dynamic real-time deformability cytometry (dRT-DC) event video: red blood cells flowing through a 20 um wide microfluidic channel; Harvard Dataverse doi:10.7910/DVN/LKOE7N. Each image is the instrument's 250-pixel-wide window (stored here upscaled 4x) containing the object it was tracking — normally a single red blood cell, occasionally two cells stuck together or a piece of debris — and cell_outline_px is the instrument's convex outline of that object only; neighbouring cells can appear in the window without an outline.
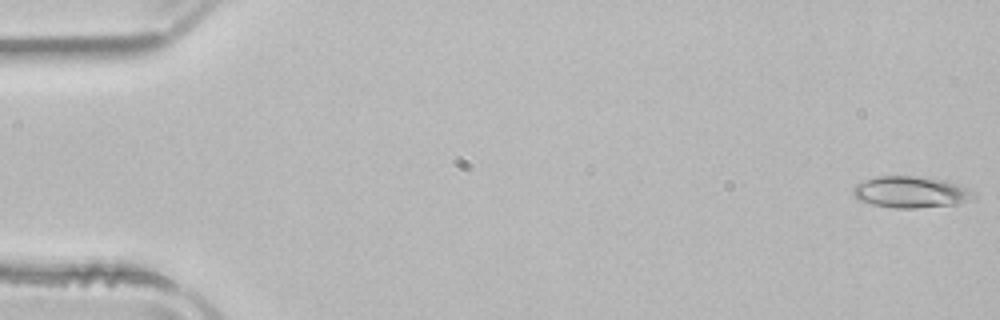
{"species": "common noctule bat (a hibernating species)", "species_latin": "Nyctalus noctula", "temperature_condition": "room temperature", "stored_images_in_passage": 4, "camera_frame_rate_fps": 3000, "um_per_image_px": 0.085, "animal": {"sex": "male", "body_mass_g": 21.5, "forearm_length_mm": 52.0}, "frame": {"image": 1, "passage_image": 1, "time_ms": 0.0, "image_size_px": [1000, 320], "cell_outline_px": [[980, 196], [956, 204], [916, 208], [892, 208], [872, 204], [856, 200], [852, 192], [852, 188], [856, 184], [876, 176], [916, 176], [944, 180], [960, 184], [976, 192]], "centroid_in_image_um": [77.44, 16.33], "position_along_channel_um": 7.6, "area_um2": 22.43}}
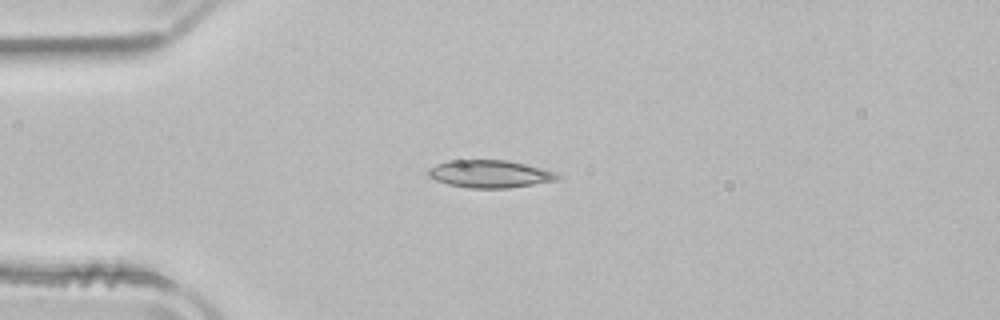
{"frame": {"image": 2, "passage_image": 4, "time_ms": 1.0, "image_size_px": [1000, 320], "cell_outline_px": [[560, 176], [556, 180], [508, 188], [468, 188], [448, 184], [436, 180], [428, 176], [428, 168], [436, 164], [448, 160], [508, 160], [556, 172]], "centroid_in_image_um": [41.59, 14.78], "position_along_channel_um": 43.4, "area_um2": 20.63}}